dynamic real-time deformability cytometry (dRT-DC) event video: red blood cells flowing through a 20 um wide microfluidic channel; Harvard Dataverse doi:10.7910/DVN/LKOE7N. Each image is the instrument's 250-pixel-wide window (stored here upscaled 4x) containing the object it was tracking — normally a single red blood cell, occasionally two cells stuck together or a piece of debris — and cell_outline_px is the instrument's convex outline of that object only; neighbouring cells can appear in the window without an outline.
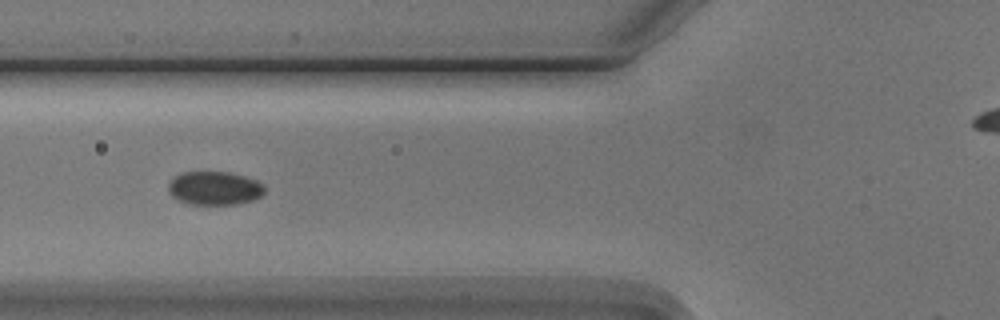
{"species": "Egyptian fruit bat (a non-hibernating species)", "species_latin": "Rousettus aegyptiacus", "temperature_condition": "cold", "stored_images_in_passage": 6, "camera_frame_rate_fps": 3000, "um_per_image_px": 0.085, "animal": {"sex": "male"}, "frame": {"image": 1, "passage_image": 4, "time_ms": 3.667, "image_size_px": [1000, 320], "cell_outline_px": [[264, 192], [260, 196], [252, 200], [236, 204], [188, 204], [172, 196], [168, 192], [168, 180], [172, 176], [180, 172], [228, 172], [244, 176], [256, 180], [264, 184]], "centroid_in_image_um": [18.18, 15.98], "position_along_channel_um": 107.6, "area_um2": 18.96}}
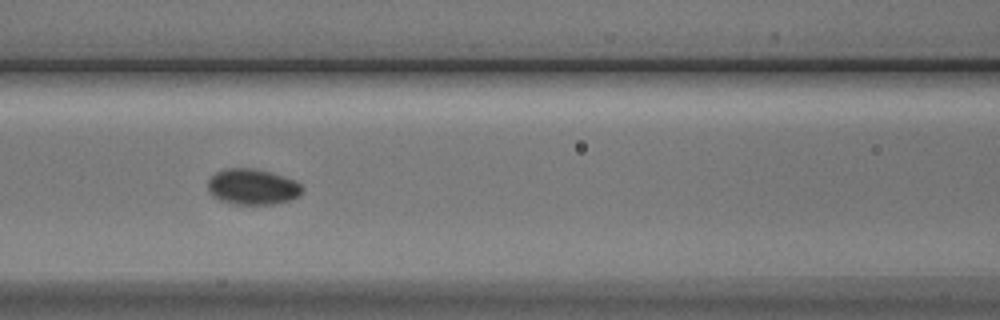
{"frame": {"image": 2, "passage_image": 5, "time_ms": 4.667, "image_size_px": [1000, 320], "cell_outline_px": [[304, 192], [300, 196], [292, 200], [272, 204], [232, 204], [220, 200], [212, 196], [208, 192], [208, 180], [216, 172], [224, 168], [256, 168], [272, 172], [296, 180], [304, 188]], "centroid_in_image_um": [21.49, 15.87], "position_along_channel_um": 145.1, "area_um2": 20.11}}
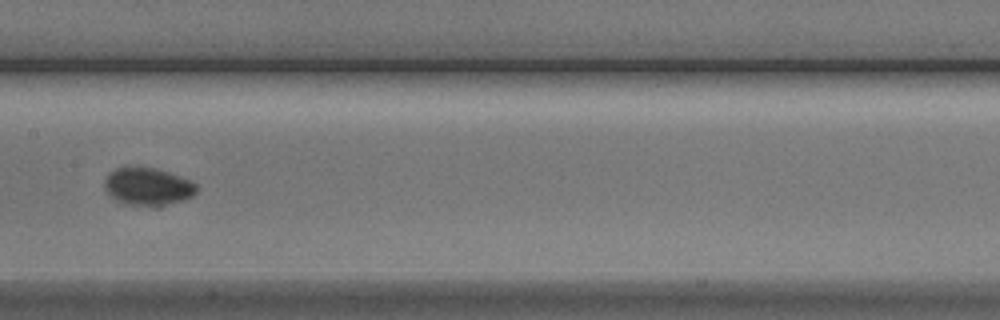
{"frame": {"image": 3, "passage_image": 6, "time_ms": 6.0, "image_size_px": [1000, 320], "cell_outline_px": [[196, 192], [192, 196], [184, 200], [160, 208], [152, 208], [124, 204], [116, 200], [104, 188], [104, 180], [116, 168], [152, 168], [168, 172], [180, 176], [196, 184]], "centroid_in_image_um": [12.59, 15.92], "position_along_channel_um": 194.8, "area_um2": 20.29}}